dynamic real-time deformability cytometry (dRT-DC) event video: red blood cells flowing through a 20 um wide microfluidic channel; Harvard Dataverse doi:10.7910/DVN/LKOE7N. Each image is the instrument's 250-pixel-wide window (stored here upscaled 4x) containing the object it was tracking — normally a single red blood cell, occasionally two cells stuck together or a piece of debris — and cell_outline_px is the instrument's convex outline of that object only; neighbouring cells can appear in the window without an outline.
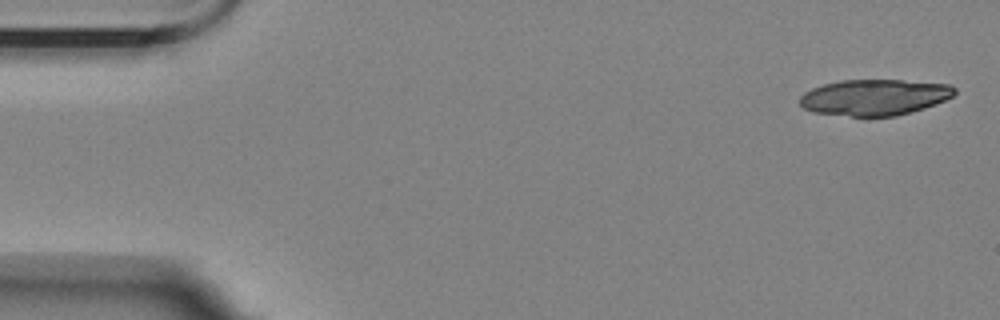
{"species": "Egyptian fruit bat (a non-hibernating species)", "species_latin": "Rousettus aegyptiacus", "temperature_condition": "room temperature", "stored_images_in_passage": 6, "camera_frame_rate_fps": 3000, "um_per_image_px": 0.085, "animal": {"sex": "female"}, "frame": {"image": 1, "passage_image": 1, "time_ms": 0.0, "image_size_px": [1000, 320], "cell_outline_px": [[956, 92], [952, 96], [936, 104], [912, 112], [896, 116], [852, 116], [812, 112], [804, 108], [800, 104], [800, 96], [804, 92], [812, 88], [824, 84], [840, 80], [900, 80], [952, 84], [956, 88]], "centroid_in_image_um": [74.34, 8.26], "position_along_channel_um": 10.7, "area_um2": 32.6}}